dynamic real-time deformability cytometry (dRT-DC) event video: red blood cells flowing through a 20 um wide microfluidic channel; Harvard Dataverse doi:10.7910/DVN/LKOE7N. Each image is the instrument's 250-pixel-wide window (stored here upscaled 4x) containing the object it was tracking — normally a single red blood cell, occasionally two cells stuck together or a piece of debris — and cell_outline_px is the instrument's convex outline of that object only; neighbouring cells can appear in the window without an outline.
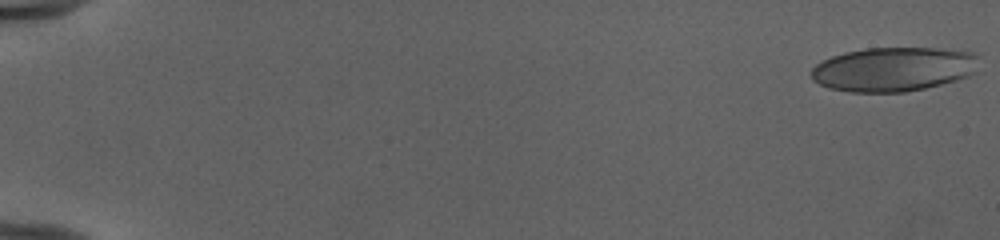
{"species": "human", "species_latin": "Homo sapiens", "temperature_condition": "cold", "stored_images_in_passage": 53, "camera_frame_rate_fps": 3000, "um_per_image_px": 0.085, "donor": {"sex": "female"}, "frame": {"image": 1, "passage_image": 1, "time_ms": 0.0, "image_size_px": [1000, 240], "cell_outline_px": [[980, 56], [976, 72], [968, 76], [956, 80], [924, 88], [904, 92], [848, 92], [828, 88], [812, 80], [812, 68], [820, 60], [844, 52], [868, 48], [936, 48], [976, 52]], "centroid_in_image_um": [75.96, 5.87], "position_along_channel_um": 9.0, "area_um2": 43.58}}
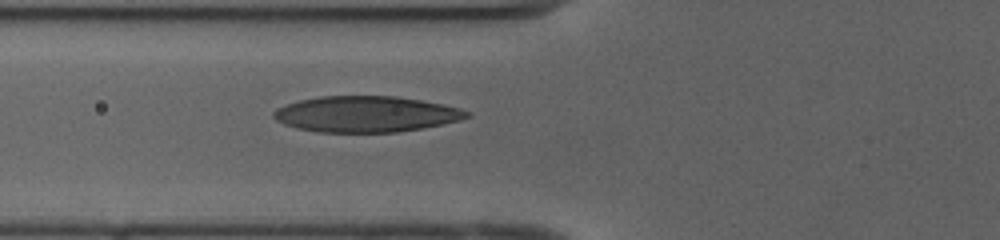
{"frame": {"image": 2, "passage_image": 22, "time_ms": 7.0, "image_size_px": [1000, 240], "cell_outline_px": [[472, 116], [460, 120], [444, 124], [396, 132], [316, 132], [296, 128], [284, 124], [276, 120], [272, 116], [272, 112], [276, 108], [300, 100], [320, 96], [396, 96], [444, 104], [460, 108], [472, 112]], "centroid_in_image_um": [31.13, 9.7], "position_along_channel_um": 94.7, "area_um2": 40.63}}
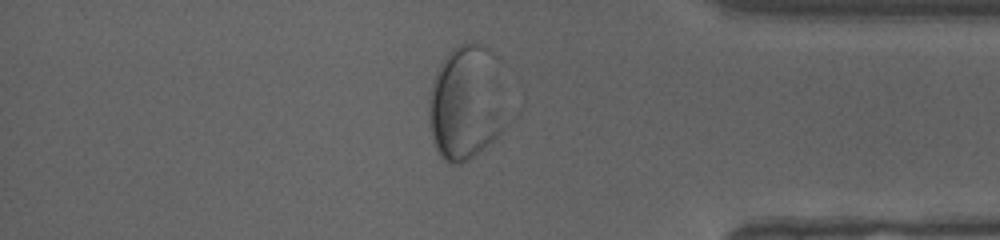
{"frame": {"image": 3, "passage_image": 46, "time_ms": 15.0, "image_size_px": [1000, 240], "cell_outline_px": [[504, 128], [492, 140], [468, 160], [460, 164], [448, 164], [440, 156], [432, 140], [428, 124], [428, 92], [432, 80], [444, 56], [452, 48], [460, 44], [476, 44], [488, 48], [500, 60]], "centroid_in_image_um": [39.57, 8.73], "position_along_channel_um": 395.6, "area_um2": 52.31}, "authors_computed_cell_mechanics": {"area_um2": 41.038, "velocity_mm_per_s": 3.9496, "shape_relaxation_time_tau1_ms": 4.9685, "shape_relaxation_time_tau2_ms": null, "deformation_change_tau1": 0.2524, "deformation_change_tau2": null}}